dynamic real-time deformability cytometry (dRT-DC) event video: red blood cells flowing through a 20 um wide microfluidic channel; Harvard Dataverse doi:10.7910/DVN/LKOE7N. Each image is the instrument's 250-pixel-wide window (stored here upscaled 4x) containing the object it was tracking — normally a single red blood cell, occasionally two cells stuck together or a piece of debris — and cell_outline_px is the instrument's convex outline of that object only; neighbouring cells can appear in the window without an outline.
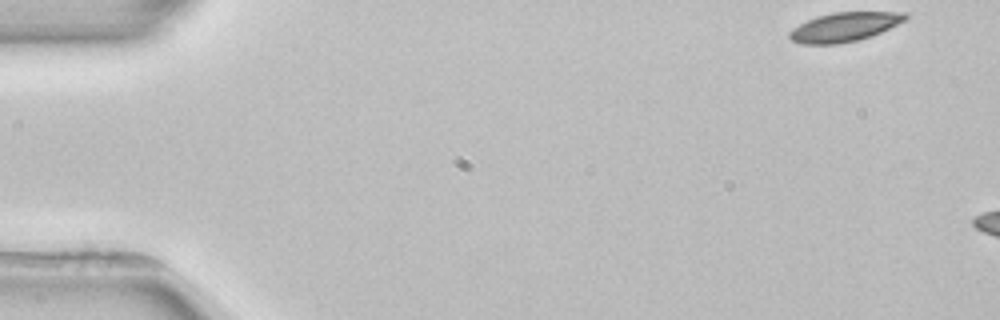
{"species": "common noctule bat (a hibernating species)", "species_latin": "Nyctalus noctula", "temperature_condition": "room temperature", "stored_images_in_passage": 2, "camera_frame_rate_fps": 3000, "um_per_image_px": 0.085, "animal": {"sex": "female", "body_mass_g": 22.7, "forearm_length_mm": 54.2}, "frame": {"image": 1, "passage_image": 1, "time_ms": 0.0, "image_size_px": [1000, 320], "cell_outline_px": [[908, 16], [904, 20], [872, 36], [840, 44], [800, 44], [792, 40], [788, 36], [788, 32], [792, 28], [816, 16], [832, 12], [908, 12]], "centroid_in_image_um": [71.73, 2.29], "position_along_channel_um": 13.3, "area_um2": 19.59}}